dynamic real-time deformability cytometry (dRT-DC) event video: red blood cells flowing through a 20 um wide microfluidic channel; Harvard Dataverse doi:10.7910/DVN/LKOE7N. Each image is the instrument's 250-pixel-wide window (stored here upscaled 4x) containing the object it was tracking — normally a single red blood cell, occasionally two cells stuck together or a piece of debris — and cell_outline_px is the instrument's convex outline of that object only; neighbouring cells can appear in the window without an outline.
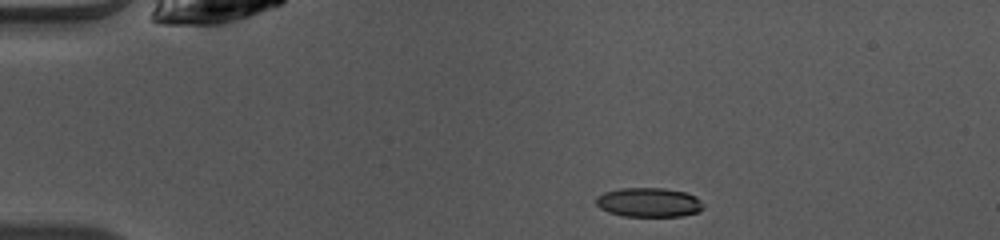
{"species": "common noctule bat (a hibernating species)", "species_latin": "Nyctalus noctula", "temperature_condition": "warm", "stored_images_in_passage": 41, "camera_frame_rate_fps": 3000, "um_per_image_px": 0.085, "animal": {"sex": "female", "body_mass_g": 10.0, "forearm_length_mm": 53.1}, "frame": {"image": 1, "passage_image": 1, "time_ms": 0.0, "image_size_px": [1000, 240], "cell_outline_px": [[704, 208], [700, 212], [680, 216], [624, 216], [608, 212], [600, 208], [596, 204], [596, 196], [604, 192], [620, 188], [664, 188], [684, 192], [696, 196], [704, 204]], "centroid_in_image_um": [55.16, 17.2], "position_along_channel_um": 29.8, "area_um2": 18.44}}
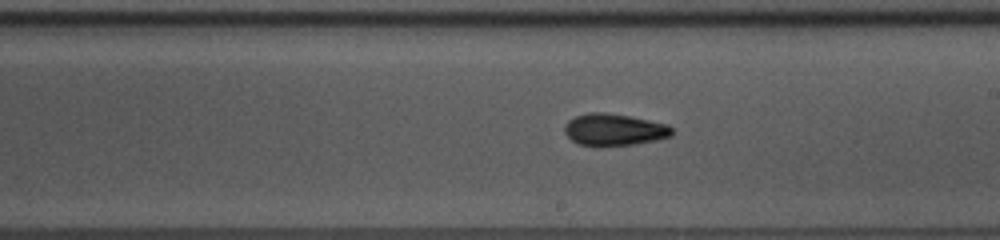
{"frame": {"image": 2, "passage_image": 20, "time_ms": 6.333, "image_size_px": [1000, 240], "cell_outline_px": [[672, 136], [656, 140], [636, 144], [600, 148], [596, 148], [580, 144], [572, 140], [564, 132], [564, 124], [568, 120], [576, 116], [588, 112], [604, 112], [632, 116], [668, 124], [672, 128]], "centroid_in_image_um": [52.19, 11.04], "position_along_channel_um": 236.8, "area_um2": 20.58}}
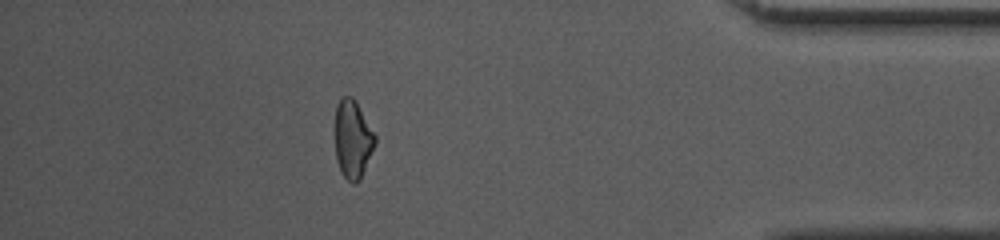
{"frame": {"image": 3, "passage_image": 35, "time_ms": 11.333, "image_size_px": [1000, 240], "cell_outline_px": [[376, 144], [360, 176], [352, 184], [340, 172], [336, 160], [336, 104], [344, 96], [352, 96], [356, 100], [376, 136]], "centroid_in_image_um": [29.98, 11.79], "position_along_channel_um": 405.2, "area_um2": 17.92}, "authors_computed_cell_mechanics": {"area_um2": 18.9006, "velocity_mm_per_s": 4.1089, "shape_relaxation_time_tau1_ms": 5.0308, "shape_relaxation_time_tau2_ms": 3.4862, "deformation_change_tau1": 0.1367, "deformation_change_tau2": 0.1018}}